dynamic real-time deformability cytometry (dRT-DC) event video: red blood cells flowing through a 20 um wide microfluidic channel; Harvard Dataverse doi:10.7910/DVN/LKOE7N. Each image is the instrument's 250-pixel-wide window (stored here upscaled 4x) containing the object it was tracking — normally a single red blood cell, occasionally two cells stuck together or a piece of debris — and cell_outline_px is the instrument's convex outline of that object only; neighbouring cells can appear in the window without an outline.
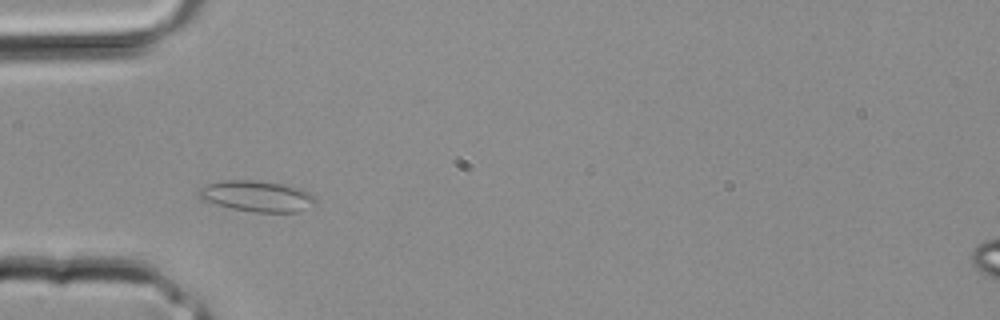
{"species": "common noctule bat (a hibernating species)", "species_latin": "Nyctalus noctula", "temperature_condition": "room temperature", "stored_images_in_passage": 2, "camera_frame_rate_fps": 3000, "um_per_image_px": 0.085, "animal": {"sex": "male", "body_mass_g": 20.4}, "frame": {"image": 1, "passage_image": 2, "time_ms": 0.333, "image_size_px": [1000, 320], "cell_outline_px": [[316, 204], [300, 212], [252, 212], [232, 208], [200, 200], [196, 196], [196, 192], [200, 188], [208, 184], [220, 180], [256, 180], [288, 184], [304, 188], [316, 196]], "centroid_in_image_um": [21.88, 16.66], "position_along_channel_um": 63.1, "area_um2": 21.73}}